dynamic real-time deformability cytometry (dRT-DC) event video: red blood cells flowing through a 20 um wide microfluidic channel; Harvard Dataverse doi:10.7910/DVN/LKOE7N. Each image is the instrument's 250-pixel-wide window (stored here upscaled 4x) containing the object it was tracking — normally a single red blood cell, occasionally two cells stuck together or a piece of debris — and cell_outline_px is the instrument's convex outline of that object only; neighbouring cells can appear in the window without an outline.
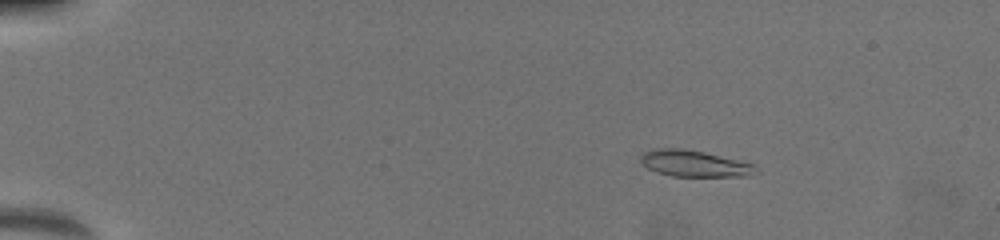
{"species": "common noctule bat (a hibernating species)", "species_latin": "Nyctalus noctula", "temperature_condition": "warm", "stored_images_in_passage": 33, "camera_frame_rate_fps": 3000, "um_per_image_px": 0.085, "animal": {"sex": "female", "body_mass_g": 19.5, "forearm_length_mm": 54.1}, "frame": {"image": 1, "passage_image": 9, "time_ms": 2.333, "image_size_px": [1000, 240], "cell_outline_px": [[760, 172], [752, 176], [672, 176], [656, 172], [648, 168], [640, 160], [640, 156], [644, 152], [652, 148], [684, 148], [704, 152], [756, 164]], "centroid_in_image_um": [59.07, 13.9], "position_along_channel_um": 25.9, "area_um2": 17.98}}
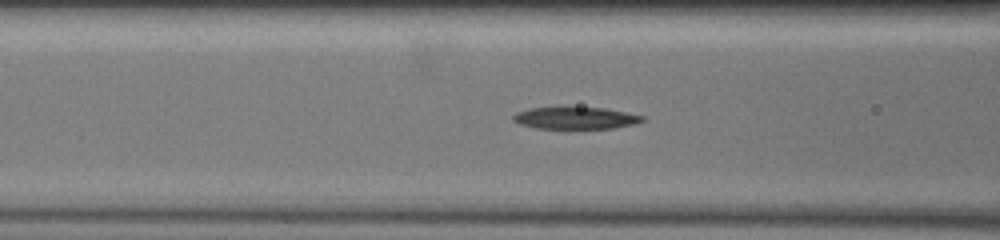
{"frame": {"image": 2, "passage_image": 27, "time_ms": 7.333, "image_size_px": [1000, 240], "cell_outline_px": [[648, 120], [632, 124], [612, 128], [536, 128], [520, 124], [512, 120], [512, 116], [516, 112], [532, 108], [604, 108], [644, 116]], "centroid_in_image_um": [48.92, 10.04], "position_along_channel_um": 117.7, "area_um2": 16.24}}
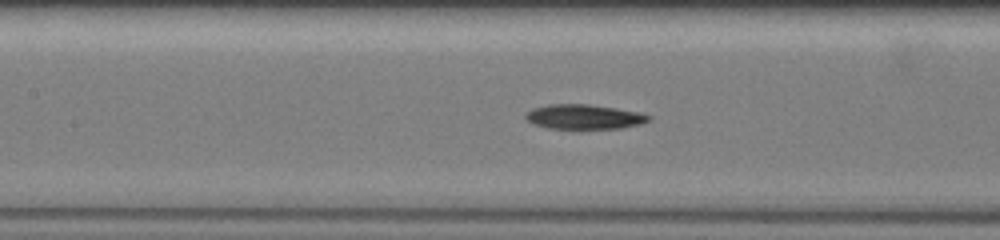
{"frame": {"image": 3, "passage_image": 30, "time_ms": 8.333, "image_size_px": [1000, 240], "cell_outline_px": [[652, 120], [640, 124], [624, 128], [580, 132], [548, 128], [532, 124], [524, 116], [524, 112], [532, 108], [548, 104], [588, 104], [616, 108], [640, 112], [652, 116]], "centroid_in_image_um": [49.65, 9.98], "position_along_channel_um": 157.8, "area_um2": 18.96}}